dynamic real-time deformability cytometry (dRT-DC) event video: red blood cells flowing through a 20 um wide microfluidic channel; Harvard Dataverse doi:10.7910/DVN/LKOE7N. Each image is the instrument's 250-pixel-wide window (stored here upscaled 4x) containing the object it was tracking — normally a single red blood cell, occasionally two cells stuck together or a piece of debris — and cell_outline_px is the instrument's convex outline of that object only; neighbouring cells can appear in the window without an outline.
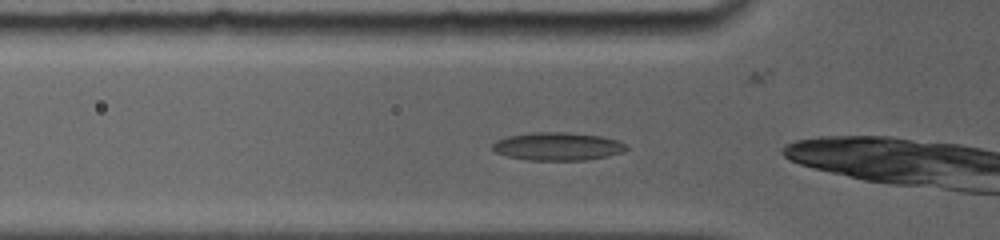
{"species": "common noctule bat (a hibernating species)", "species_latin": "Nyctalus noctula", "temperature_condition": "room temperature", "stored_images_in_passage": 22, "camera_frame_rate_fps": 5000, "um_per_image_px": 0.085, "animal": {"sex": "female", "body_mass_g": 19.0, "forearm_length_mm": 56.7}, "frame": {"image": 1, "passage_image": 3, "time_ms": 0.8, "image_size_px": [1000, 240], "cell_outline_px": [[628, 148], [624, 152], [608, 156], [584, 160], [528, 160], [508, 156], [496, 152], [492, 148], [492, 144], [496, 140], [508, 136], [532, 132], [568, 132], [600, 136], [616, 140], [624, 144]], "centroid_in_image_um": [47.39, 12.44], "position_along_channel_um": 78.4, "area_um2": 21.79}}
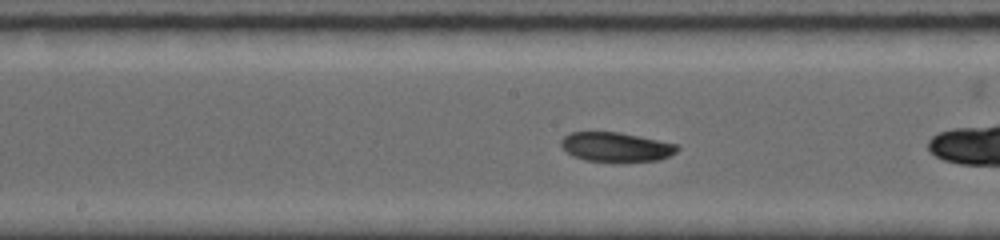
{"frame": {"image": 2, "passage_image": 10, "time_ms": 3.8, "image_size_px": [1000, 240], "cell_outline_px": [[680, 148], [676, 152], [660, 160], [584, 160], [572, 156], [560, 144], [560, 140], [568, 132], [620, 132], [640, 136], [676, 144]], "centroid_in_image_um": [52.33, 12.46], "position_along_channel_um": 195.9, "area_um2": 19.48}}
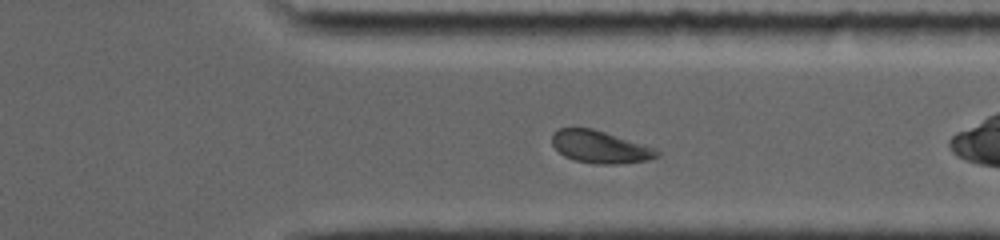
{"frame": {"image": 3, "passage_image": 20, "time_ms": 8.0, "image_size_px": [1000, 240], "cell_outline_px": [[660, 156], [648, 160], [616, 164], [596, 164], [576, 160], [564, 156], [552, 144], [552, 132], [560, 128], [592, 128], [656, 148], [660, 152]], "centroid_in_image_um": [51.02, 12.49], "position_along_channel_um": 360.4, "area_um2": 19.71}}